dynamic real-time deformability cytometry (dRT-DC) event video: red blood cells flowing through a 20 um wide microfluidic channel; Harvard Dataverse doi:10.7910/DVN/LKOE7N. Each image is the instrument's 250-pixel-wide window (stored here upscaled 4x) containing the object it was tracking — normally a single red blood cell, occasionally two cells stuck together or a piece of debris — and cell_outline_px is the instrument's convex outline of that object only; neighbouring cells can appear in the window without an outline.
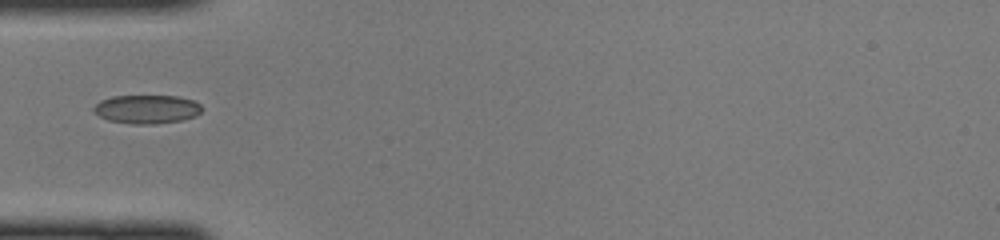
{"species": "common noctule bat (a hibernating species)", "species_latin": "Nyctalus noctula", "temperature_condition": "cold", "stored_images_in_passage": 33, "camera_frame_rate_fps": 3000, "um_per_image_px": 0.085, "animal": {"sex": "female", "body_mass_g": 22.0, "forearm_length_mm": 56.7}, "frame": {"image": 1, "passage_image": 1, "time_ms": 0.0, "image_size_px": [1000, 240], "cell_outline_px": [[200, 112], [196, 116], [180, 120], [156, 124], [132, 124], [108, 120], [92, 112], [92, 108], [100, 100], [112, 96], [176, 96], [192, 100], [200, 104]], "centroid_in_image_um": [12.43, 9.28], "position_along_channel_um": 72.6, "area_um2": 18.03}}
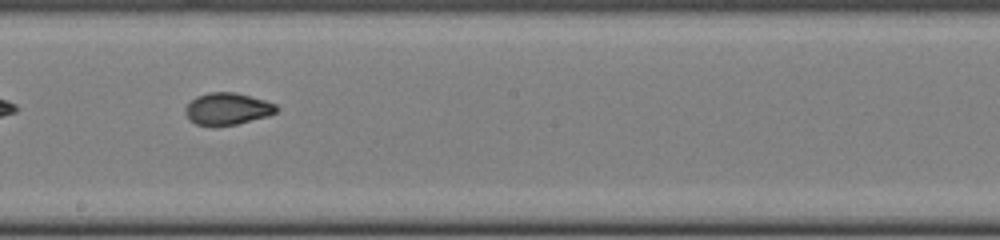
{"frame": {"image": 2, "passage_image": 12, "time_ms": 3.667, "image_size_px": [1000, 240], "cell_outline_px": [[280, 108], [276, 112], [268, 116], [236, 124], [196, 124], [188, 120], [184, 112], [184, 108], [196, 96], [208, 92], [236, 92], [264, 100], [276, 104]], "centroid_in_image_um": [19.33, 9.22], "position_along_channel_um": 228.9, "area_um2": 16.82}}
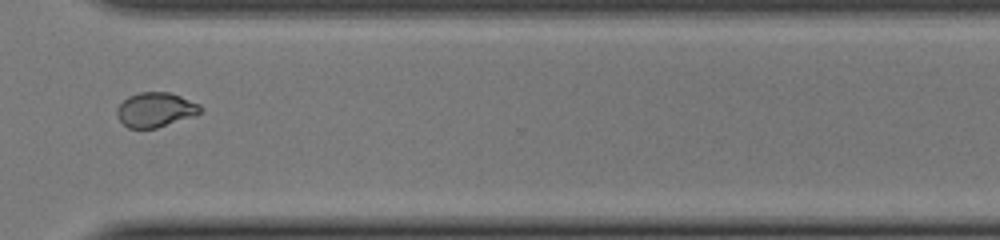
{"frame": {"image": 3, "passage_image": 21, "time_ms": 6.667, "image_size_px": [1000, 240], "cell_outline_px": [[204, 112], [196, 116], [156, 128], [128, 128], [116, 116], [116, 108], [128, 96], [140, 92], [168, 92], [180, 96], [200, 104], [204, 108]], "centroid_in_image_um": [13.26, 9.33], "position_along_channel_um": 357.3, "area_um2": 17.05}}